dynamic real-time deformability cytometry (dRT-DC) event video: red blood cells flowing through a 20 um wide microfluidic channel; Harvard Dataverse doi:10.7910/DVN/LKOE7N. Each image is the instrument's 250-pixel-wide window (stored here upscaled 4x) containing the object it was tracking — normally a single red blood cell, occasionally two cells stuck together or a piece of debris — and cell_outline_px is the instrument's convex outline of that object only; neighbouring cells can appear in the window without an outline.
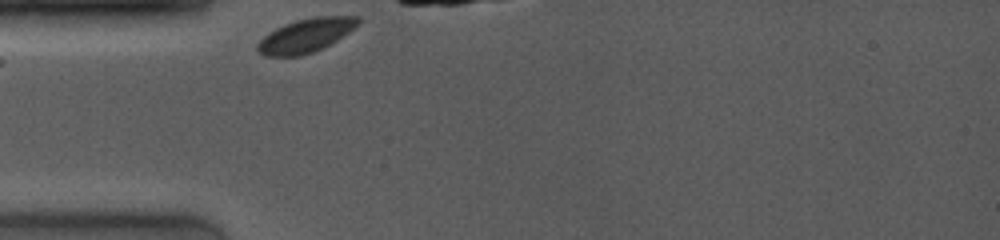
{"species": "common noctule bat (a hibernating species)", "species_latin": "Nyctalus noctula", "temperature_condition": "room temperature", "stored_images_in_passage": 11, "camera_frame_rate_fps": 4000, "um_per_image_px": 0.085, "animal": {"sex": "female", "body_mass_g": 19.0, "forearm_length_mm": 53.3}, "frame": {"image": 1, "passage_image": 1, "time_ms": 0.0, "image_size_px": [1000, 240], "cell_outline_px": [[360, 20], [348, 32], [336, 40], [312, 52], [300, 56], [264, 56], [256, 48], [256, 44], [264, 36], [276, 28], [284, 24], [296, 20], [316, 16], [360, 16]], "centroid_in_image_um": [25.95, 3.01], "position_along_channel_um": 59.1, "area_um2": 19.42}}
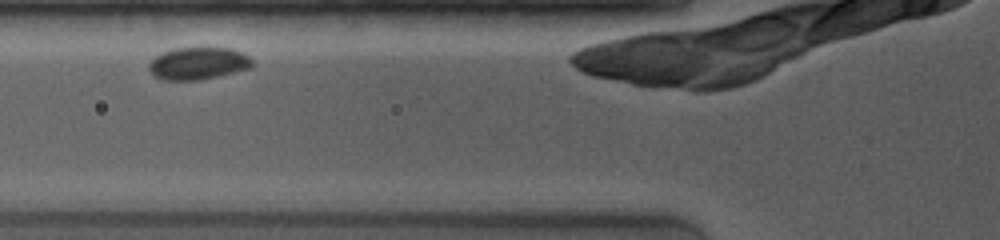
{"frame": {"image": 2, "passage_image": 5, "time_ms": 1.5, "image_size_px": [1000, 240], "cell_outline_px": [[252, 68], [200, 80], [164, 80], [156, 76], [148, 68], [148, 64], [156, 56], [172, 48], [200, 44], [208, 44], [232, 48], [248, 56], [252, 60]], "centroid_in_image_um": [16.87, 5.32], "position_along_channel_um": 108.9, "area_um2": 20.29}}
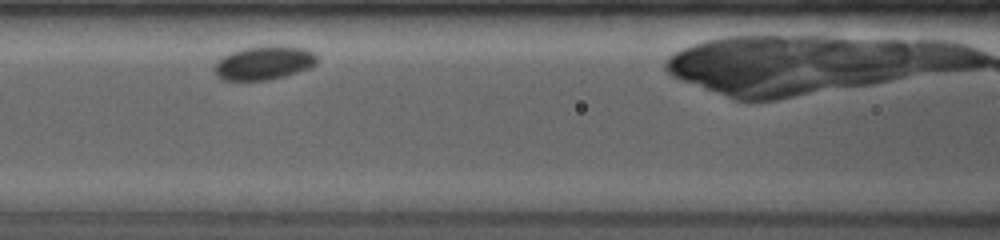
{"frame": {"image": 3, "passage_image": 7, "time_ms": 2.5, "image_size_px": [1000, 240], "cell_outline_px": [[316, 64], [308, 68], [284, 76], [268, 80], [224, 80], [216, 76], [212, 68], [216, 60], [240, 48], [268, 44], [276, 44], [304, 48], [312, 52], [316, 56]], "centroid_in_image_um": [22.38, 5.32], "position_along_channel_um": 144.2, "area_um2": 20.52}}